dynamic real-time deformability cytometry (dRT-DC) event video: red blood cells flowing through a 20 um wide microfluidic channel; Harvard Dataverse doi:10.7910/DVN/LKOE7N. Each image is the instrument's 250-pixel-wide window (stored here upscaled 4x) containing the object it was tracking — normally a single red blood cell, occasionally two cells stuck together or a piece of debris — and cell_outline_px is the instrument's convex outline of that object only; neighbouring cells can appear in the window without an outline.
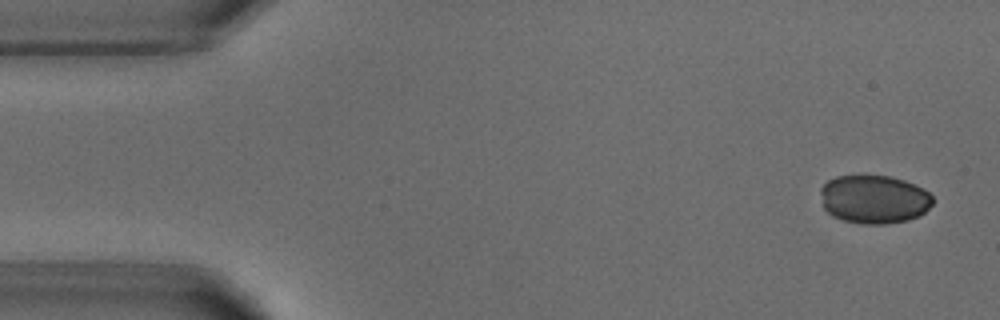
{"species": "common noctule bat (a hibernating species)", "species_latin": "Nyctalus noctula", "temperature_condition": "warm", "stored_images_in_passage": 2, "camera_frame_rate_fps": 3000, "um_per_image_px": 0.085, "animal": {"sex": "male", "body_mass_g": 18.8}, "frame": {"image": 1, "passage_image": 1, "time_ms": 0.0, "image_size_px": [1000, 320], "cell_outline_px": [[932, 204], [920, 216], [908, 220], [884, 224], [864, 224], [844, 220], [832, 216], [824, 208], [820, 192], [820, 188], [828, 180], [836, 176], [864, 172], [888, 176], [904, 180], [924, 188], [932, 196]], "centroid_in_image_um": [74.27, 16.89], "position_along_channel_um": 10.7, "area_um2": 32.43}}